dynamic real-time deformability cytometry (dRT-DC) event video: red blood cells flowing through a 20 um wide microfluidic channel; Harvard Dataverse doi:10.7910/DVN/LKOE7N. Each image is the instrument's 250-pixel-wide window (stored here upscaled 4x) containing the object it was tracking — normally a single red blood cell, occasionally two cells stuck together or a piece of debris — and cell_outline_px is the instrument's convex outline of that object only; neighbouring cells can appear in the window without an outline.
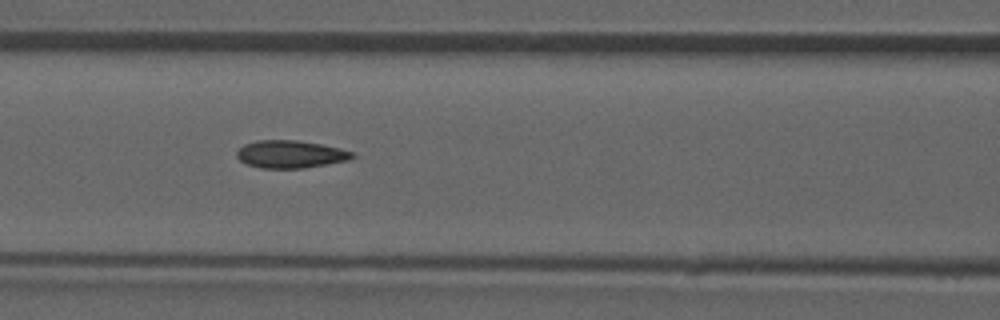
{"species": "common noctule bat (a hibernating species)", "species_latin": "Nyctalus noctula", "temperature_condition": "room temperature", "stored_images_in_passage": 51, "camera_frame_rate_fps": 3000, "um_per_image_px": 0.085, "animal": {"sex": "male", "forearm_length_mm": 52.5}, "frame": {"image": 1, "passage_image": 22, "time_ms": 7.0, "image_size_px": [1000, 320], "cell_outline_px": [[356, 156], [348, 160], [304, 168], [260, 168], [248, 164], [240, 160], [236, 156], [236, 152], [244, 144], [256, 140], [296, 140], [320, 144], [340, 148], [352, 152]], "centroid_in_image_um": [24.67, 13.1], "position_along_channel_um": 141.9, "area_um2": 18.5}, "authors_computed_cell_mechanics": {"area_um2": 18.5538, "velocity_mm_per_s": 3.9623, "shape_relaxation_time_tau1_ms": null, "shape_relaxation_time_tau2_ms": 1.776, "deformation_change_tau1": null, "deformation_change_tau2": 0.0886}}